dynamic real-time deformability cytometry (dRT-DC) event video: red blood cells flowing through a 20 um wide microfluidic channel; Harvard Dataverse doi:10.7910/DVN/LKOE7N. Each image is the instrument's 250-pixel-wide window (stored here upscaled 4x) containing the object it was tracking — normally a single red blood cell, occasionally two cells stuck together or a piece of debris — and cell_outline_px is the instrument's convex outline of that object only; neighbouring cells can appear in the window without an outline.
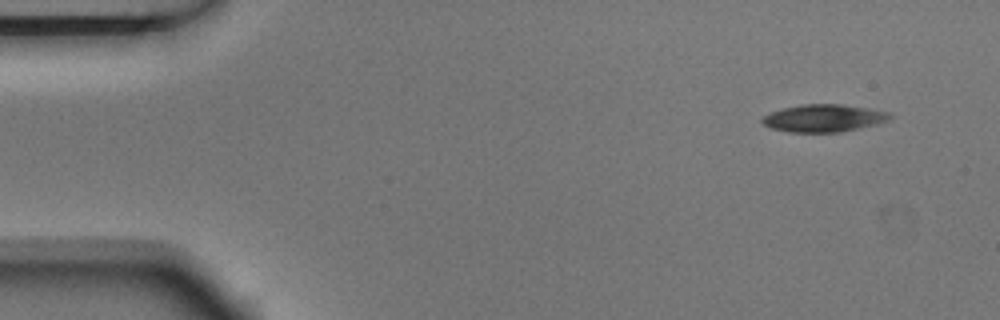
{"species": "Egyptian fruit bat (a non-hibernating species)", "species_latin": "Rousettus aegyptiacus", "temperature_condition": "room temperature", "stored_images_in_passage": 3, "camera_frame_rate_fps": 3000, "um_per_image_px": 0.085, "animal": {"sex": "male"}, "frame": {"image": 1, "passage_image": 1, "time_ms": 0.0, "image_size_px": [1000, 320], "cell_outline_px": [[892, 116], [888, 120], [876, 124], [840, 132], [788, 132], [772, 128], [764, 124], [760, 120], [764, 116], [772, 112], [784, 108], [800, 104], [840, 104], [868, 108], [892, 112]], "centroid_in_image_um": [70.04, 10.04], "position_along_channel_um": 15.0, "area_um2": 20.35}}